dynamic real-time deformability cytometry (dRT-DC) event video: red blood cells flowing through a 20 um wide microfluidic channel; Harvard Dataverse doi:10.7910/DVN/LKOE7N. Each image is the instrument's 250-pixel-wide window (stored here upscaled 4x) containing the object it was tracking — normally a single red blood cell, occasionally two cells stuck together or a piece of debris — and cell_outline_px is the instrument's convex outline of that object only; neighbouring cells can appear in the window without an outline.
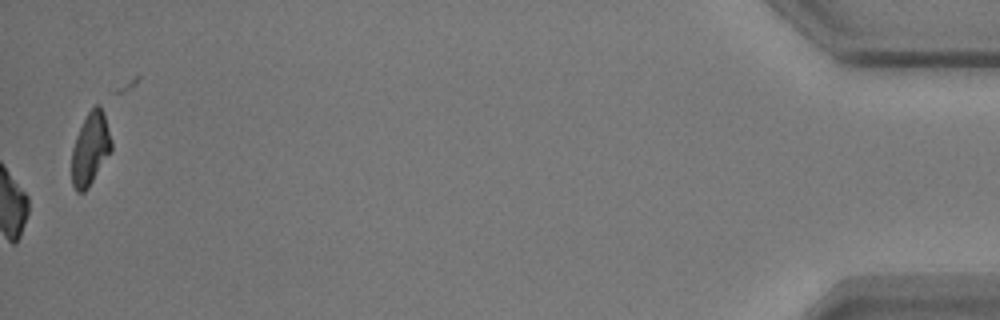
{"species": "common noctule bat (a hibernating species)", "species_latin": "Nyctalus noctula", "temperature_condition": "warm", "stored_images_in_passage": 49, "camera_frame_rate_fps": 3000, "um_per_image_px": 0.085, "animal": {"sex": "male", "body_mass_g": 17.9}, "frame": {"image": 1, "passage_image": 49, "time_ms": 16.0, "image_size_px": [1000, 320], "cell_outline_px": [[112, 152], [88, 188], [84, 192], [76, 192], [72, 184], [72, 148], [76, 136], [88, 112], [96, 104], [100, 104], [104, 112], [112, 140]], "centroid_in_image_um": [7.7, 12.65], "position_along_channel_um": 427.5, "area_um2": 16.99}, "authors_computed_cell_mechanics": {"area_um2": 18.6116, "velocity_mm_per_s": 3.6927, "shape_relaxation_time_tau1_ms": 2.7806, "shape_relaxation_time_tau2_ms": null, "deformation_change_tau1": 0.1274, "deformation_change_tau2": null}}